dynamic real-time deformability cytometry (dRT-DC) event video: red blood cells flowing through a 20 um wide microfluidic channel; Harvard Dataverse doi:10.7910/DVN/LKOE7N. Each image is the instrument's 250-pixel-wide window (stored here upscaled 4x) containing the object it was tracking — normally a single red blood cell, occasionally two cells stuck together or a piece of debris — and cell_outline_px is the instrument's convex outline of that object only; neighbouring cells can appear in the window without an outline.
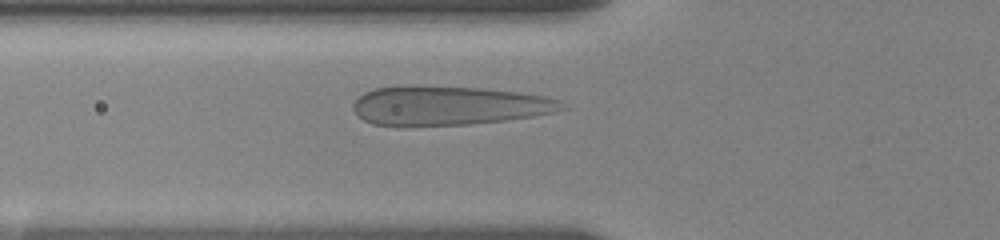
{"species": "human", "species_latin": "Homo sapiens", "temperature_condition": "room temperature", "stored_images_in_passage": 7, "camera_frame_rate_fps": 3000, "um_per_image_px": 0.085, "donor": {"sex": "female"}, "frame": {"image": 1, "passage_image": 5, "time_ms": 2.0, "image_size_px": [1000, 240], "cell_outline_px": [[564, 108], [552, 112], [532, 116], [504, 120], [468, 124], [372, 124], [364, 120], [352, 108], [352, 104], [364, 92], [372, 88], [396, 84], [412, 84], [480, 88], [516, 92], [544, 96], [560, 100]], "centroid_in_image_um": [38.06, 8.92], "position_along_channel_um": 87.7, "area_um2": 47.22}}
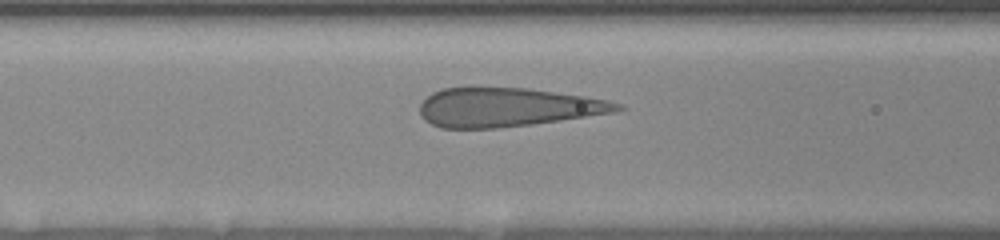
{"frame": {"image": 2, "passage_image": 7, "time_ms": 3.0, "image_size_px": [1000, 240], "cell_outline_px": [[628, 108], [612, 112], [532, 124], [496, 128], [440, 128], [424, 120], [420, 116], [420, 104], [432, 92], [444, 88], [468, 84], [528, 88], [584, 96], [608, 100], [624, 104]], "centroid_in_image_um": [43.06, 9.07], "position_along_channel_um": 123.5, "area_um2": 45.66}}